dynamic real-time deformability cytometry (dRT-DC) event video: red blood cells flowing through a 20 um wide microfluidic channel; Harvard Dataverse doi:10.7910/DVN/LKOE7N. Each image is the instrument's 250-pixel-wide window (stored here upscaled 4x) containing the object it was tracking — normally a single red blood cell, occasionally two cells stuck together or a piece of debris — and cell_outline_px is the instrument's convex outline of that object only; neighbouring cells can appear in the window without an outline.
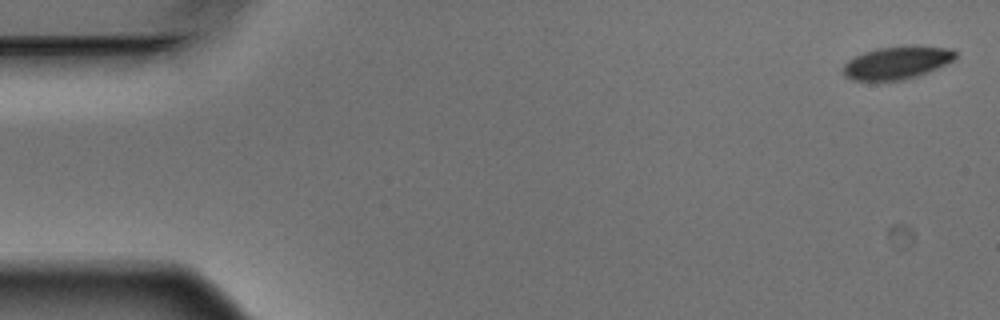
{"species": "Egyptian fruit bat (a non-hibernating species)", "species_latin": "Rousettus aegyptiacus", "temperature_condition": "warm", "stored_images_in_passage": 5, "camera_frame_rate_fps": 3000, "um_per_image_px": 0.085, "animal": {"sex": "male"}, "frame": {"image": 1, "passage_image": 1, "time_ms": 0.0, "image_size_px": [1000, 320], "cell_outline_px": [[956, 56], [952, 60], [936, 68], [916, 76], [904, 80], [852, 80], [844, 76], [844, 64], [848, 60], [864, 52], [876, 48], [908, 44], [952, 48], [956, 52]], "centroid_in_image_um": [76.24, 5.3], "position_along_channel_um": 8.8, "area_um2": 21.5}}